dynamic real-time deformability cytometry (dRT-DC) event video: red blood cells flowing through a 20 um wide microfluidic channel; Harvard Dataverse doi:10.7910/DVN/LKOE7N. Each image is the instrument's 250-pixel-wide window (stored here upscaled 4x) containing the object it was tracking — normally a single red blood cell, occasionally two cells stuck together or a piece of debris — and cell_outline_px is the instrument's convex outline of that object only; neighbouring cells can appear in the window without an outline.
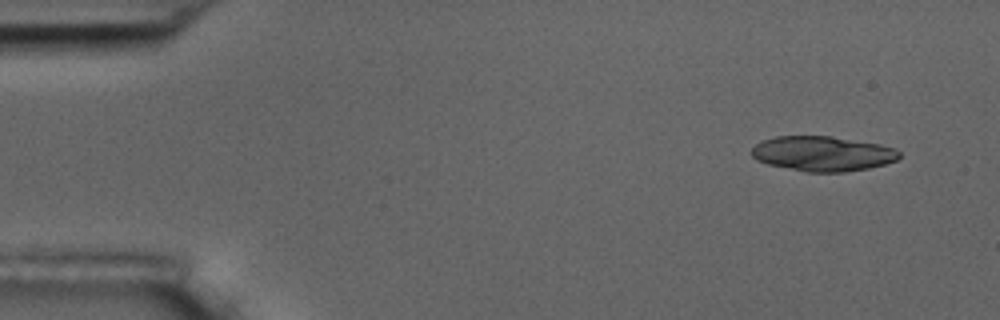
{"species": "common noctule bat (a hibernating species)", "species_latin": "Nyctalus noctula", "temperature_condition": "room temperature", "stored_images_in_passage": 10, "camera_frame_rate_fps": 3000, "um_per_image_px": 0.085, "animal": {"sex": "male", "body_mass_g": 17.5, "forearm_length_mm": 52.3}, "frame": {"image": 1, "passage_image": 1, "time_ms": 0.0, "image_size_px": [1000, 320], "cell_outline_px": [[900, 156], [896, 160], [884, 164], [868, 168], [844, 172], [808, 172], [768, 164], [756, 160], [752, 156], [752, 148], [756, 144], [764, 140], [776, 136], [832, 136], [880, 144], [896, 148], [900, 152]], "centroid_in_image_um": [69.94, 13.05], "position_along_channel_um": 15.1, "area_um2": 30.0}}
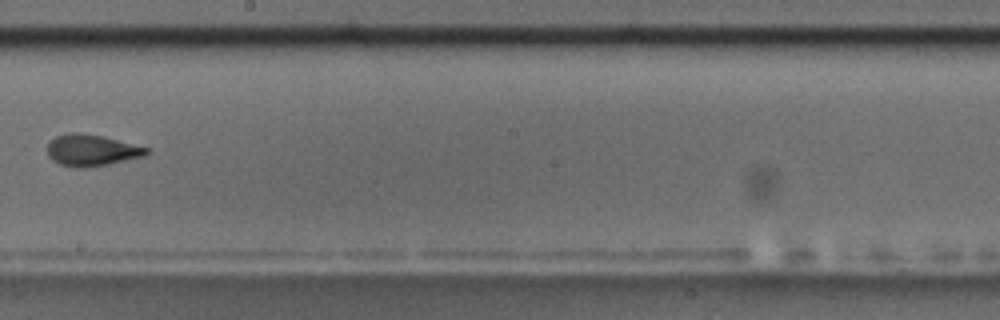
{"frame": {"image": 2, "passage_image": 9, "time_ms": 9.333, "image_size_px": [1000, 320], "cell_outline_px": [[152, 152], [144, 156], [108, 164], [84, 168], [60, 164], [52, 160], [48, 156], [48, 140], [56, 136], [72, 132], [76, 132], [100, 136], [152, 148]], "centroid_in_image_um": [7.81, 12.77], "position_along_channel_um": 240.4, "area_um2": 18.15}}
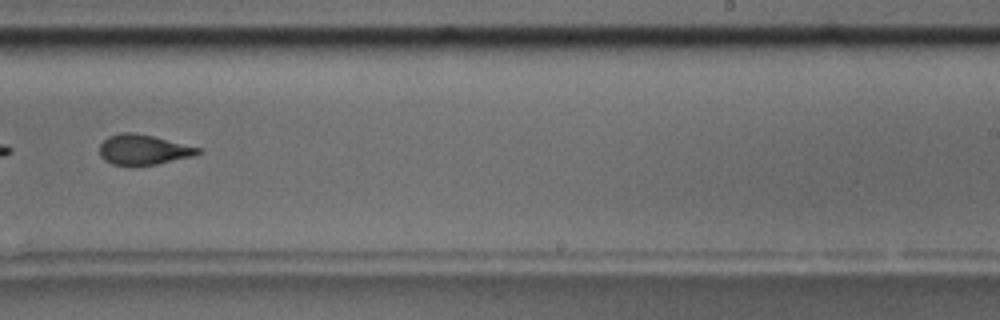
{"frame": {"image": 3, "passage_image": 10, "time_ms": 10.333, "image_size_px": [1000, 320], "cell_outline_px": [[204, 148], [196, 156], [156, 164], [128, 168], [112, 164], [104, 160], [100, 156], [100, 144], [108, 136], [120, 132], [132, 132], [152, 136]], "centroid_in_image_um": [12.19, 12.75], "position_along_channel_um": 276.8, "area_um2": 17.86}}